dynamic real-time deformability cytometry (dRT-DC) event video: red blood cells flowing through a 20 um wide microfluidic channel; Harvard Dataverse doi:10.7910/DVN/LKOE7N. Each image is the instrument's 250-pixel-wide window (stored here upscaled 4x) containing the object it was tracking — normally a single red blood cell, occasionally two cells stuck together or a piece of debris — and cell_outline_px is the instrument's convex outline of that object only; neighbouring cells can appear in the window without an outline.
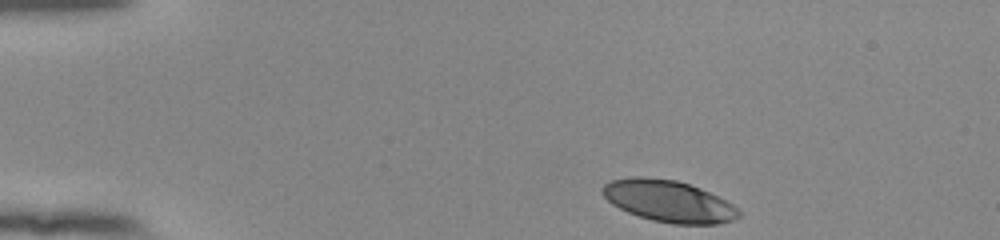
{"species": "human", "species_latin": "Homo sapiens", "temperature_condition": "room temperature", "stored_images_in_passage": 40, "camera_frame_rate_fps": 3000, "um_per_image_px": 0.085, "donor": {"sex": "female"}, "frame": {"image": 1, "passage_image": 1, "time_ms": 0.0, "image_size_px": [1000, 240], "cell_outline_px": [[740, 216], [732, 220], [716, 224], [672, 224], [652, 220], [628, 212], [612, 204], [600, 192], [600, 188], [604, 184], [612, 180], [632, 176], [640, 176], [676, 180], [700, 188], [732, 204], [740, 212]], "centroid_in_image_um": [56.79, 17.09], "position_along_channel_um": 28.2, "area_um2": 32.89}}
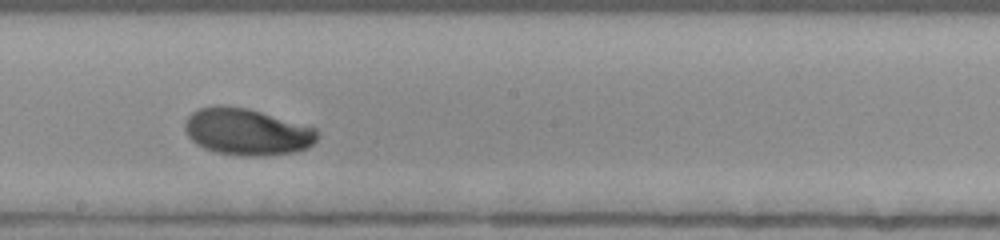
{"frame": {"image": 2, "passage_image": 23, "time_ms": 7.333, "image_size_px": [1000, 240], "cell_outline_px": [[316, 140], [308, 148], [296, 152], [260, 156], [244, 156], [216, 152], [204, 148], [196, 144], [188, 136], [184, 128], [184, 120], [192, 112], [200, 108], [216, 104], [224, 104], [248, 108], [316, 128]], "centroid_in_image_um": [20.95, 11.19], "position_along_channel_um": 227.3, "area_um2": 36.24}}
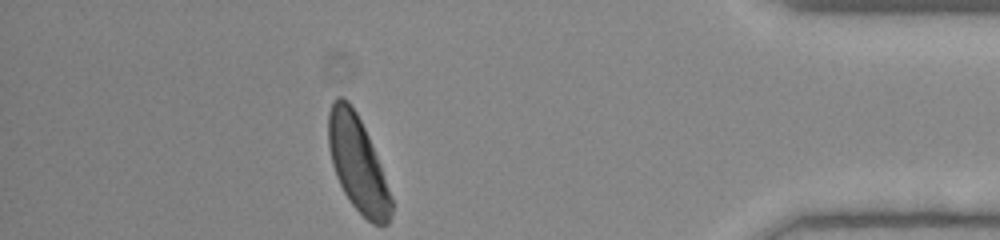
{"frame": {"image": 3, "passage_image": 40, "time_ms": 13.0, "image_size_px": [1000, 240], "cell_outline_px": [[392, 212], [388, 224], [372, 224], [352, 204], [344, 192], [336, 176], [332, 164], [328, 148], [328, 112], [332, 100], [336, 96], [344, 96], [348, 100], [356, 112], [368, 136], [380, 164], [392, 200]], "centroid_in_image_um": [30.37, 13.88], "position_along_channel_um": 404.8, "area_um2": 34.68}, "authors_computed_cell_mechanics": {"area_um2": 34.9112, "velocity_mm_per_s": 3.8094, "shape_relaxation_time_tau1_ms": 2.0179, "shape_relaxation_time_tau2_ms": null, "deformation_change_tau1": 0.1137, "deformation_change_tau2": null}}